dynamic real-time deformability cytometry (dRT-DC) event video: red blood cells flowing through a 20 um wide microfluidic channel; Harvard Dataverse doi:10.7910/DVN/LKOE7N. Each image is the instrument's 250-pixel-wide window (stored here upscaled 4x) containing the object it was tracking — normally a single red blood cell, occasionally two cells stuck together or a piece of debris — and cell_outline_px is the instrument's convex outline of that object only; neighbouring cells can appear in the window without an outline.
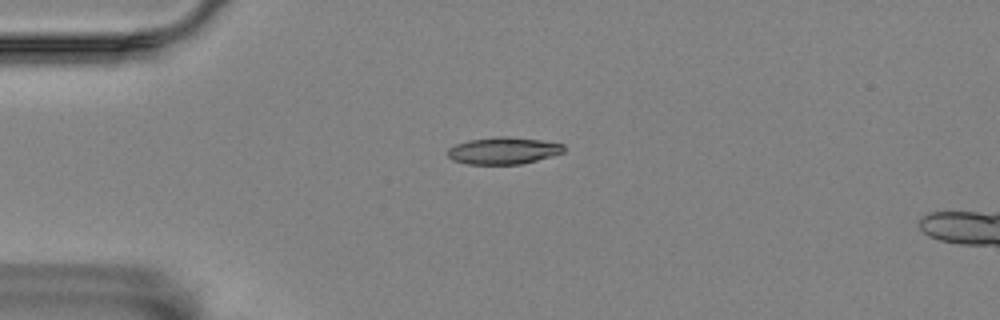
{"species": "Egyptian fruit bat (a non-hibernating species)", "species_latin": "Rousettus aegyptiacus", "temperature_condition": "room temperature", "stored_images_in_passage": 38, "camera_frame_rate_fps": 3000, "um_per_image_px": 0.085, "animal": {"sex": "female"}, "frame": {"image": 1, "passage_image": 2, "time_ms": 0.333, "image_size_px": [1000, 320], "cell_outline_px": [[564, 152], [552, 156], [520, 164], [468, 164], [452, 160], [448, 156], [448, 148], [456, 144], [468, 140], [500, 136], [508, 136], [540, 140], [564, 144]], "centroid_in_image_um": [42.78, 12.8], "position_along_channel_um": 42.2, "area_um2": 18.21}}
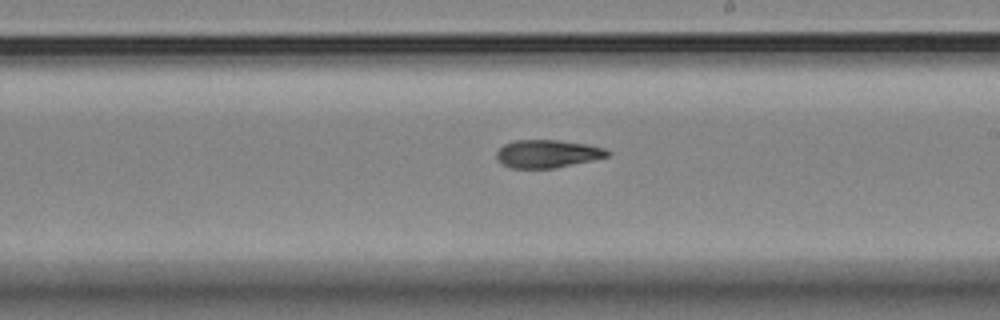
{"frame": {"image": 2, "passage_image": 21, "time_ms": 6.667, "image_size_px": [1000, 320], "cell_outline_px": [[612, 152], [608, 156], [592, 160], [552, 168], [512, 168], [504, 164], [496, 156], [496, 152], [504, 144], [516, 140], [556, 140], [588, 144], [604, 148]], "centroid_in_image_um": [46.55, 13.06], "position_along_channel_um": 242.4, "area_um2": 17.8}}
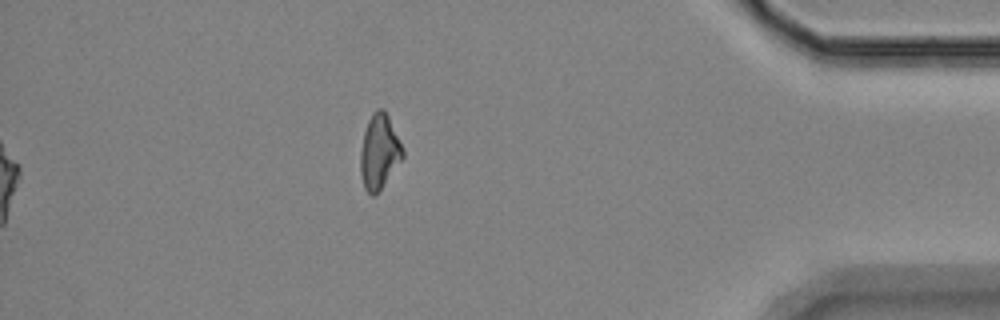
{"frame": {"image": 3, "passage_image": 38, "time_ms": 12.333, "image_size_px": [1000, 320], "cell_outline_px": [[404, 156], [380, 188], [372, 196], [364, 188], [360, 176], [360, 152], [364, 132], [368, 120], [372, 112], [376, 108], [384, 108], [388, 116], [404, 152]], "centroid_in_image_um": [32.2, 12.86], "position_along_channel_um": 403.0, "area_um2": 18.03}, "authors_computed_cell_mechanics": {"area_um2": 18.3515, "velocity_mm_per_s": 3.5285, "shape_relaxation_time_tau1_ms": null, "shape_relaxation_time_tau2_ms": 4.0632, "deformation_change_tau1": null, "deformation_change_tau2": 0.1086}}